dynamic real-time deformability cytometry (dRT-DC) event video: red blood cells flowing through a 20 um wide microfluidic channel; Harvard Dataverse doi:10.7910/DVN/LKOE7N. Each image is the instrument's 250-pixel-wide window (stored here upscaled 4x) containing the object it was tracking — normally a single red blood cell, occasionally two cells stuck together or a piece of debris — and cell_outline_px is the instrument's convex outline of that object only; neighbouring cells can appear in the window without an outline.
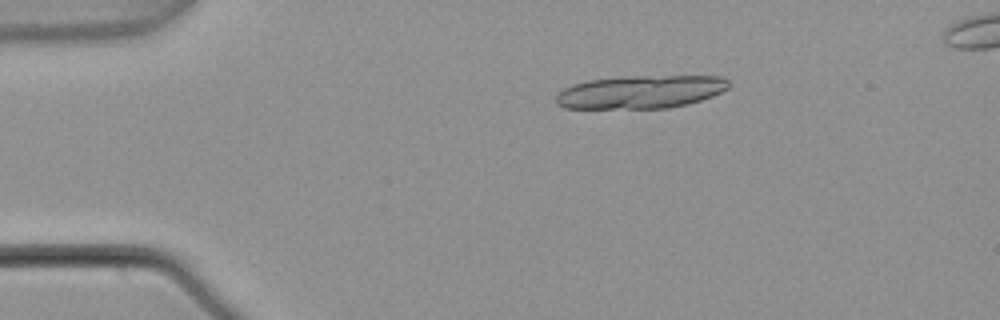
{"species": "common noctule bat (a hibernating species)", "species_latin": "Nyctalus noctula", "temperature_condition": "warm", "stored_images_in_passage": 5, "camera_frame_rate_fps": 3000, "um_per_image_px": 0.085, "animal": {"sex": "male", "body_mass_g": 21.5, "forearm_length_mm": 52.0}, "frame": {"image": 1, "passage_image": 5, "time_ms": 1.333, "image_size_px": [1000, 320], "cell_outline_px": [[728, 88], [712, 96], [688, 104], [668, 108], [564, 108], [556, 104], [556, 96], [564, 88], [572, 84], [588, 80], [620, 76], [724, 76], [728, 80]], "centroid_in_image_um": [54.44, 7.8], "position_along_channel_um": 30.6, "area_um2": 33.41}}